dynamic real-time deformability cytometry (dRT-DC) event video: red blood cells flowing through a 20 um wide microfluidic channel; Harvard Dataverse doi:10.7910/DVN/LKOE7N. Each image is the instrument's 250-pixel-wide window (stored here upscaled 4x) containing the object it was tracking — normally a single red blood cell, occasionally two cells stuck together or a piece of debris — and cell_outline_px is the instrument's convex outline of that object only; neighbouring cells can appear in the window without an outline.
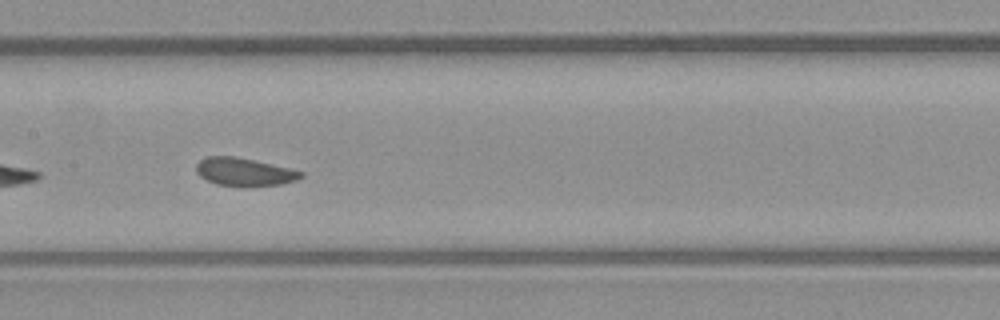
{"species": "common noctule bat (a hibernating species)", "species_latin": "Nyctalus noctula", "temperature_condition": "warm", "stored_images_in_passage": 30, "camera_frame_rate_fps": 3000, "um_per_image_px": 0.085, "animal": {"sex": "male", "body_mass_g": 23.1, "forearm_length_mm": 52.7}, "frame": {"image": 1, "passage_image": 18, "time_ms": 5.667, "image_size_px": [1000, 320], "cell_outline_px": [[304, 176], [296, 180], [280, 184], [240, 188], [216, 184], [200, 176], [196, 172], [196, 164], [200, 160], [208, 156], [236, 156], [288, 168], [304, 172]], "centroid_in_image_um": [20.75, 14.63], "position_along_channel_um": 186.7, "area_um2": 17.28}}